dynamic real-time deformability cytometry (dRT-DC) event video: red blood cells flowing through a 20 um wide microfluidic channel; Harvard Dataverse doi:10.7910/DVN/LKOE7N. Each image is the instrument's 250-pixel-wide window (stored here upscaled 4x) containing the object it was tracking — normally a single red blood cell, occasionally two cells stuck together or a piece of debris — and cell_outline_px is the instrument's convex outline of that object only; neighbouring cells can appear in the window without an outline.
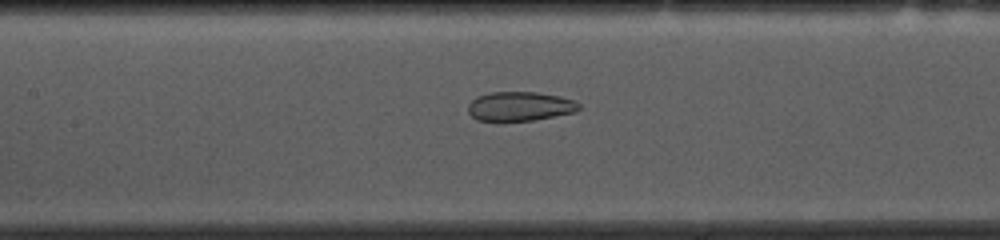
{"species": "common noctule bat (a hibernating species)", "species_latin": "Nyctalus noctula", "temperature_condition": "cold", "stored_images_in_passage": 49, "camera_frame_rate_fps": 3000, "um_per_image_px": 0.085, "animal": {"sex": "female", "body_mass_g": 10.0, "forearm_length_mm": 53.1}, "frame": {"image": 1, "passage_image": 19, "time_ms": 6.0, "image_size_px": [1000, 240], "cell_outline_px": [[580, 108], [576, 112], [532, 120], [476, 120], [468, 112], [468, 104], [476, 96], [488, 92], [536, 92], [560, 96], [576, 100], [580, 104]], "centroid_in_image_um": [44.2, 9.02], "position_along_channel_um": 163.2, "area_um2": 18.9}}
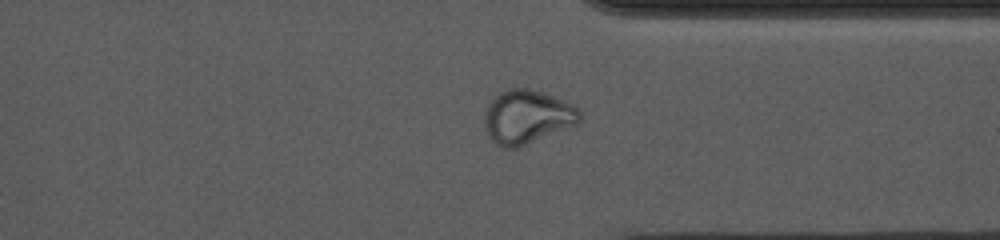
{"frame": {"image": 2, "passage_image": 36, "time_ms": 11.667, "image_size_px": [1000, 240], "cell_outline_px": [[580, 120], [576, 124], [516, 148], [504, 148], [496, 144], [488, 136], [484, 124], [484, 112], [488, 104], [500, 92], [508, 88], [528, 88], [544, 92], [572, 104], [580, 112]], "centroid_in_image_um": [44.76, 9.92], "position_along_channel_um": 366.6, "area_um2": 29.59}}
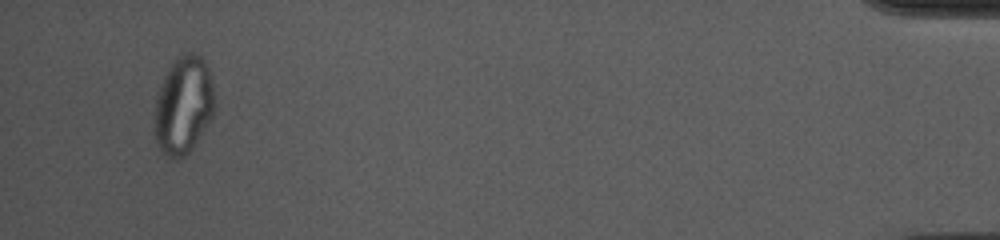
{"frame": {"image": 3, "passage_image": 47, "time_ms": 15.333, "image_size_px": [1000, 240], "cell_outline_px": [[216, 104], [212, 116], [200, 136], [192, 148], [184, 156], [172, 160], [156, 144], [156, 100], [164, 76], [172, 64], [180, 56], [188, 52], [192, 52], [200, 56], [204, 60], [212, 76]], "centroid_in_image_um": [15.64, 8.94], "position_along_channel_um": 419.6, "area_um2": 33.81}, "authors_computed_cell_mechanics": {"area_um2": 25.9522, "velocity_mm_per_s": 3.6304, "shape_relaxation_time_tau1_ms": null, "shape_relaxation_time_tau2_ms": 1.2495, "deformation_change_tau1": null, "deformation_change_tau2": 0.0583}}